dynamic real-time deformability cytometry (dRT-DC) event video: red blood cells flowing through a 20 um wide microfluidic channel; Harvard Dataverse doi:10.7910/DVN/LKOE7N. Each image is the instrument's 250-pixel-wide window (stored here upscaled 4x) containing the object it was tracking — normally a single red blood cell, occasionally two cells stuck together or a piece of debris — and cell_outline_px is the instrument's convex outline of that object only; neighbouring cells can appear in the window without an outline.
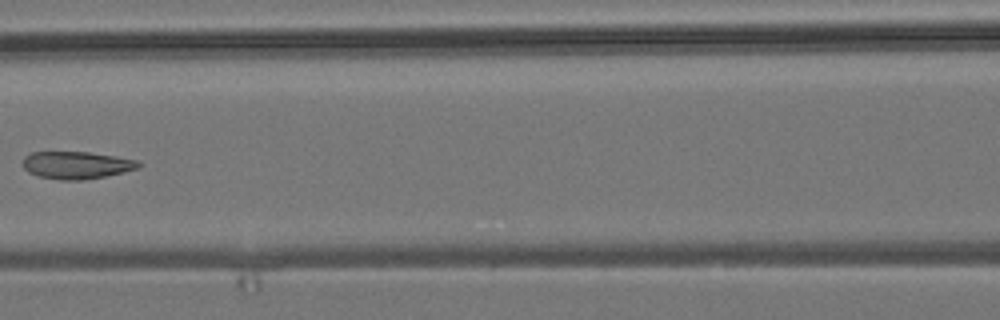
{"species": "common noctule bat (a hibernating species)", "species_latin": "Nyctalus noctula", "temperature_condition": "room temperature", "stored_images_in_passage": 8, "camera_frame_rate_fps": 3000, "um_per_image_px": 0.085, "animal": {"sex": "male", "body_mass_g": 19.2, "forearm_length_mm": 51.8}, "frame": {"image": 1, "passage_image": 6, "time_ms": 5.667, "image_size_px": [1000, 320], "cell_outline_px": [[144, 164], [136, 168], [124, 172], [84, 180], [60, 180], [40, 176], [28, 172], [24, 168], [24, 156], [32, 152], [88, 152], [116, 156], [140, 160]], "centroid_in_image_um": [6.55, 14.03], "position_along_channel_um": 160.1, "area_um2": 18.5}}
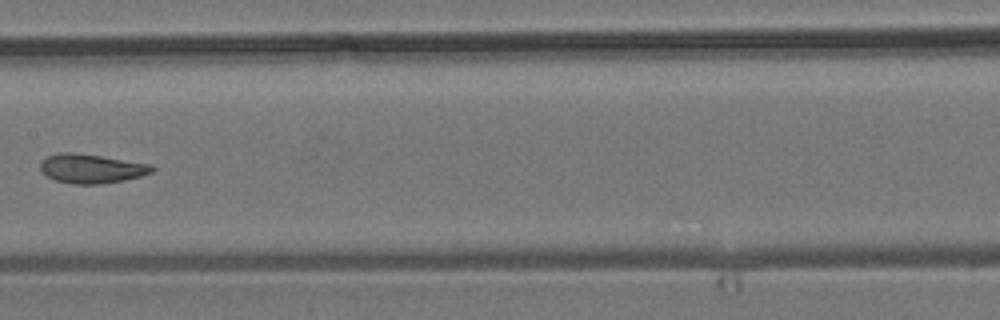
{"frame": {"image": 2, "passage_image": 7, "time_ms": 6.667, "image_size_px": [1000, 320], "cell_outline_px": [[156, 168], [152, 172], [140, 176], [124, 180], [100, 184], [72, 184], [56, 180], [48, 176], [40, 168], [40, 164], [48, 156], [60, 152], [72, 152], [100, 156], [152, 164]], "centroid_in_image_um": [7.8, 14.33], "position_along_channel_um": 199.6, "area_um2": 18.79}}
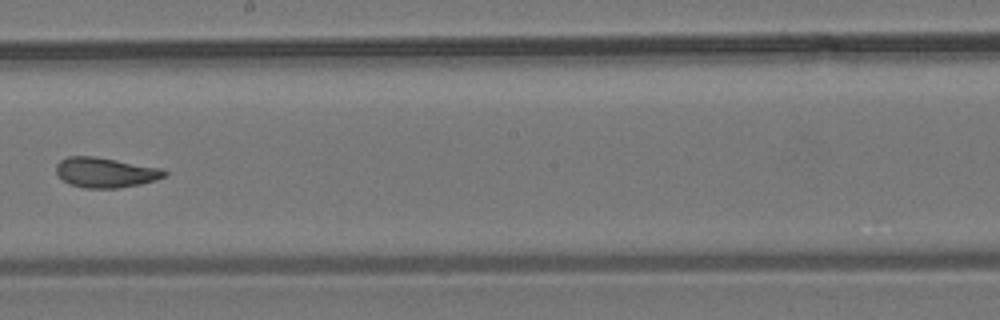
{"frame": {"image": 3, "passage_image": 8, "time_ms": 7.667, "image_size_px": [1000, 320], "cell_outline_px": [[168, 172], [164, 176], [156, 180], [140, 184], [116, 188], [84, 188], [68, 184], [56, 172], [56, 164], [60, 160], [68, 156], [96, 156], [160, 168]], "centroid_in_image_um": [8.93, 14.66], "position_along_channel_um": 239.3, "area_um2": 18.9}}